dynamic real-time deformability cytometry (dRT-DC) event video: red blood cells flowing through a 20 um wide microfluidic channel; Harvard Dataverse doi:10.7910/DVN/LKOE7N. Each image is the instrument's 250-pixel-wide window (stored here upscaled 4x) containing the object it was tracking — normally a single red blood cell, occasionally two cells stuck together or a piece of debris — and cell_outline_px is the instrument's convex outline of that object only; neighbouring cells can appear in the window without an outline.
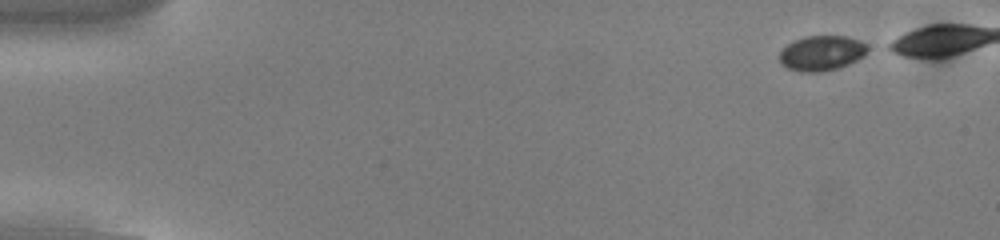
{"species": "common noctule bat (a hibernating species)", "species_latin": "Nyctalus noctula", "temperature_condition": "cold", "stored_images_in_passage": 34, "camera_frame_rate_fps": 3000, "um_per_image_px": 0.085, "animal": {"sex": "male", "body_mass_g": 13.0, "forearm_length_mm": 53.1}, "frame": {"image": 1, "passage_image": 1, "time_ms": 0.0, "image_size_px": [1000, 240], "cell_outline_px": [[872, 48], [864, 56], [840, 68], [820, 72], [800, 72], [788, 68], [780, 64], [780, 52], [792, 40], [804, 36], [844, 36], [860, 40]], "centroid_in_image_um": [69.87, 4.51], "position_along_channel_um": 15.1, "area_um2": 18.26}}
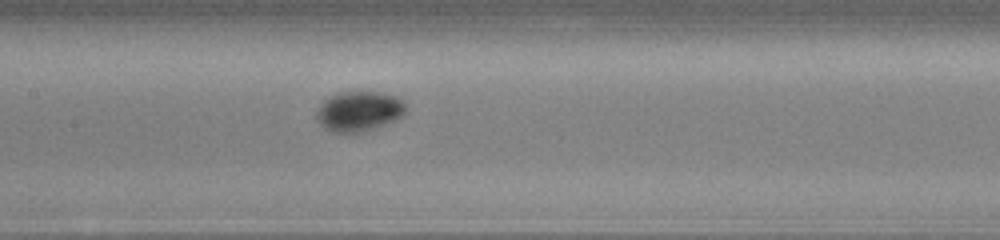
{"frame": {"image": 2, "passage_image": 23, "time_ms": 7.333, "image_size_px": [1000, 240], "cell_outline_px": [[404, 112], [396, 120], [360, 132], [336, 132], [324, 128], [316, 120], [316, 112], [320, 104], [328, 96], [336, 92], [352, 88], [376, 92], [396, 96], [404, 104]], "centroid_in_image_um": [30.44, 9.39], "position_along_channel_um": 177.0, "area_um2": 21.1}}
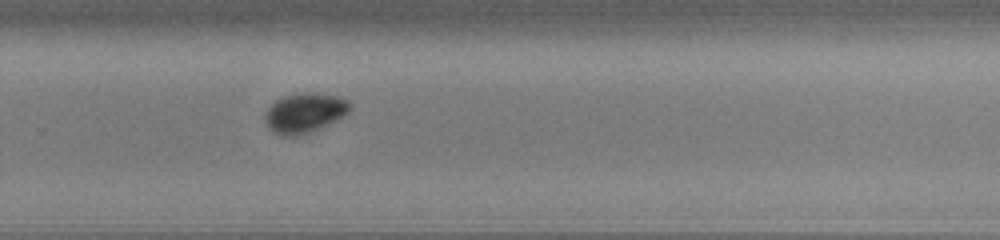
{"frame": {"image": 3, "passage_image": 33, "time_ms": 10.667, "image_size_px": [1000, 240], "cell_outline_px": [[352, 108], [344, 116], [336, 120], [308, 132], [296, 136], [284, 136], [272, 132], [268, 128], [264, 120], [264, 116], [268, 108], [276, 100], [284, 96], [304, 92], [336, 96], [348, 100], [352, 104]], "centroid_in_image_um": [25.88, 9.6], "position_along_channel_um": 303.9, "area_um2": 19.48}}